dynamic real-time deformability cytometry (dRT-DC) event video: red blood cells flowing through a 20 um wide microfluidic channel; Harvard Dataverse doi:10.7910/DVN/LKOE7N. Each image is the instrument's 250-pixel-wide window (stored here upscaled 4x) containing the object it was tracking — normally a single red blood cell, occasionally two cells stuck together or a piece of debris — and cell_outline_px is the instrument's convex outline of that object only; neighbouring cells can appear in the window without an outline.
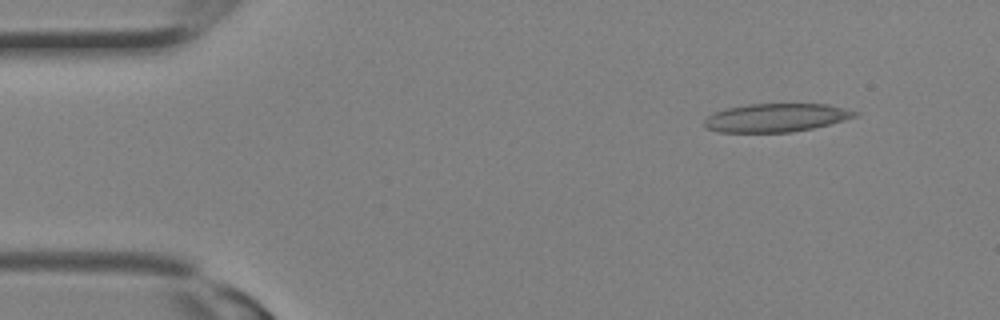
{"species": "Egyptian fruit bat (a non-hibernating species)", "species_latin": "Rousettus aegyptiacus", "temperature_condition": "room temperature", "stored_images_in_passage": 9, "camera_frame_rate_fps": 3000, "um_per_image_px": 0.085, "animal": {"sex": "female"}, "frame": {"image": 1, "passage_image": 2, "time_ms": 0.333, "image_size_px": [1000, 320], "cell_outline_px": [[860, 112], [856, 116], [828, 124], [812, 128], [792, 132], [720, 132], [704, 128], [704, 120], [708, 116], [724, 108], [748, 104], [828, 104]], "centroid_in_image_um": [65.93, 10.0], "position_along_channel_um": 19.1, "area_um2": 24.8}}
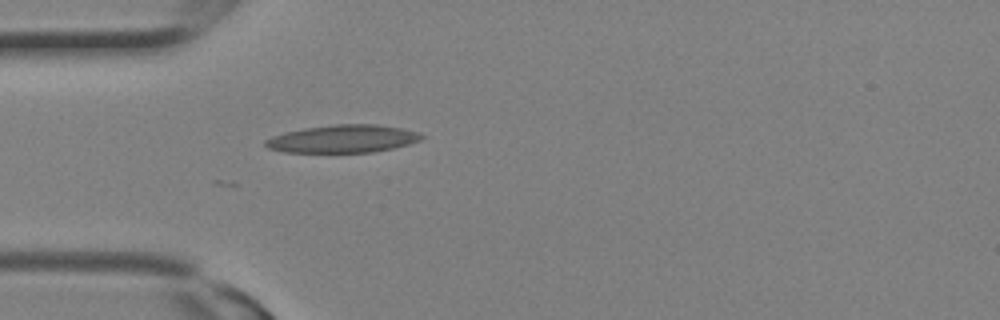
{"frame": {"image": 2, "passage_image": 7, "time_ms": 2.0, "image_size_px": [1000, 320], "cell_outline_px": [[424, 136], [420, 140], [408, 144], [392, 148], [372, 152], [284, 152], [268, 148], [264, 144], [264, 140], [272, 136], [284, 132], [304, 128], [332, 124], [376, 124], [400, 128], [420, 132]], "centroid_in_image_um": [29.12, 11.79], "position_along_channel_um": 55.9, "area_um2": 25.26}}
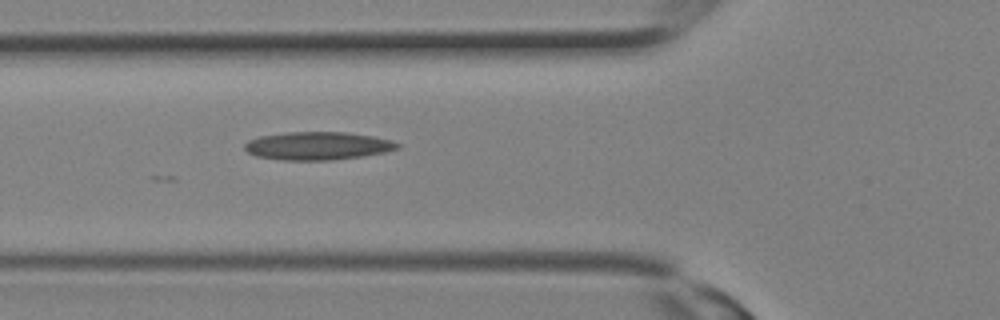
{"frame": {"image": 3, "passage_image": 9, "time_ms": 2.667, "image_size_px": [1000, 320], "cell_outline_px": [[400, 148], [384, 152], [360, 156], [332, 160], [284, 160], [256, 156], [248, 152], [244, 148], [244, 144], [248, 140], [260, 136], [284, 132], [344, 132], [372, 136], [392, 140], [400, 144]], "centroid_in_image_um": [26.98, 12.39], "position_along_channel_um": 98.8, "area_um2": 24.91}}